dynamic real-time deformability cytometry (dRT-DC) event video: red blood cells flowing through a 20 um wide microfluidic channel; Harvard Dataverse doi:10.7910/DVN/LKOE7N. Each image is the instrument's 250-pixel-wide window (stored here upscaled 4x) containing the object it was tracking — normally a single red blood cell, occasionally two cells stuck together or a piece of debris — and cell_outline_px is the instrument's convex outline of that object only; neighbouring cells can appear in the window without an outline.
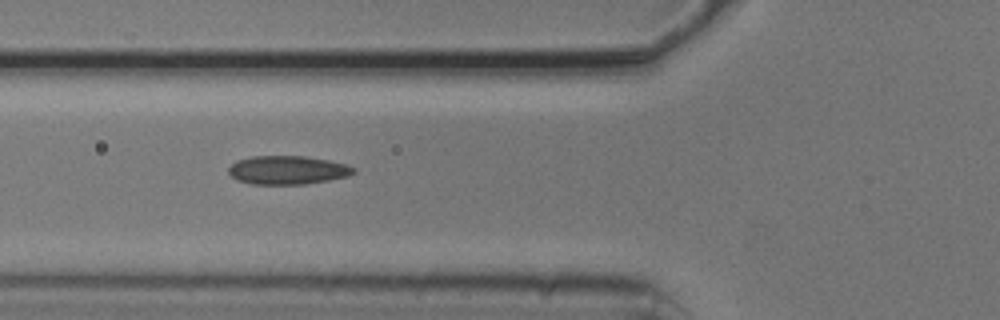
{"species": "common noctule bat (a hibernating species)", "species_latin": "Nyctalus noctula", "temperature_condition": "cold", "stored_images_in_passage": 4, "camera_frame_rate_fps": 3000, "um_per_image_px": 0.085, "animal": {"sex": "male", "body_mass_g": 20.5, "forearm_length_mm": 52.5}, "frame": {"image": 1, "passage_image": 3, "time_ms": 0.667, "image_size_px": [1000, 320], "cell_outline_px": [[356, 172], [348, 176], [328, 180], [304, 184], [252, 184], [236, 180], [228, 172], [228, 168], [236, 160], [252, 156], [304, 156], [328, 160], [348, 164], [356, 168]], "centroid_in_image_um": [24.45, 14.45], "position_along_channel_um": 101.4, "area_um2": 20.92}}
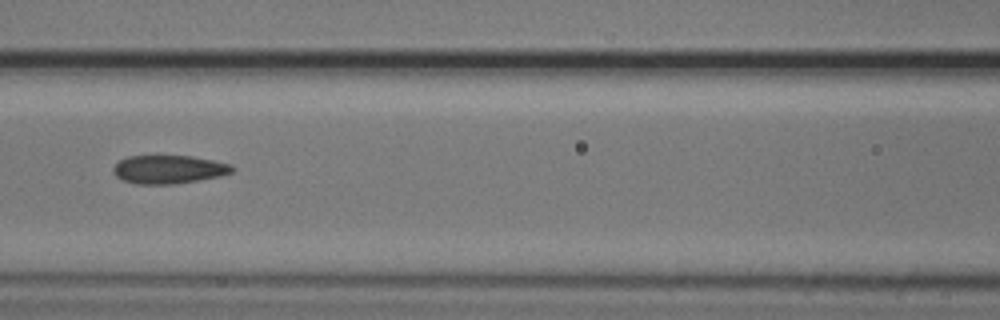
{"frame": {"image": 2, "passage_image": 4, "time_ms": 1.0, "image_size_px": [1000, 320], "cell_outline_px": [[236, 168], [232, 172], [220, 176], [176, 184], [136, 184], [124, 180], [116, 176], [112, 172], [112, 168], [120, 160], [128, 156], [192, 156], [232, 164]], "centroid_in_image_um": [14.35, 14.4], "position_along_channel_um": 152.2, "area_um2": 19.71}}